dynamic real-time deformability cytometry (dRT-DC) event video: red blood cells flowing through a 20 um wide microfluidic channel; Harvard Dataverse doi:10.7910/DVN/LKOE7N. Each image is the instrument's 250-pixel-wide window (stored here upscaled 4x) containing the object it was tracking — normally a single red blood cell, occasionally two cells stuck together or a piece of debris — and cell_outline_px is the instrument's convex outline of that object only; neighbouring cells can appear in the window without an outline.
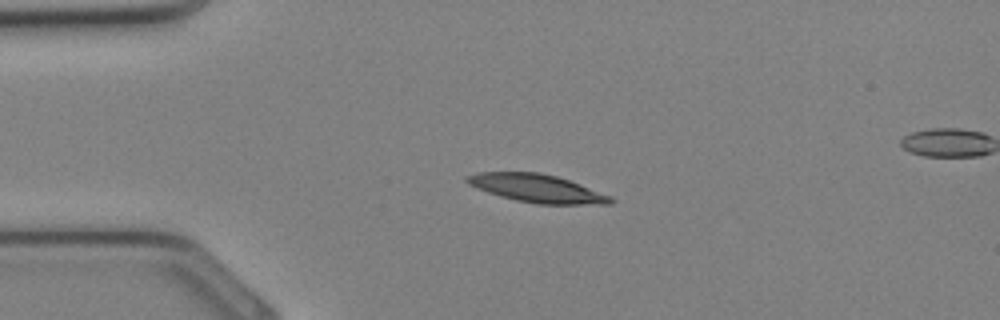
{"species": "Egyptian fruit bat (a non-hibernating species)", "species_latin": "Rousettus aegyptiacus", "temperature_condition": "cold", "stored_images_in_passage": 28, "segment_of_instrument_passage": [1, 2], "camera_frame_rate_fps": 3000, "um_per_image_px": 0.085, "animal": {"sex": "female"}, "frame": {"image": 1, "passage_image": 1, "time_ms": 0.0, "image_size_px": [1000, 320], "cell_outline_px": [[616, 200], [612, 204], [536, 204], [516, 200], [500, 196], [476, 188], [468, 184], [464, 180], [464, 176], [480, 172], [540, 172], [556, 176], [568, 180], [612, 196]], "centroid_in_image_um": [45.63, 16.01], "position_along_channel_um": 39.4, "area_um2": 23.52}}
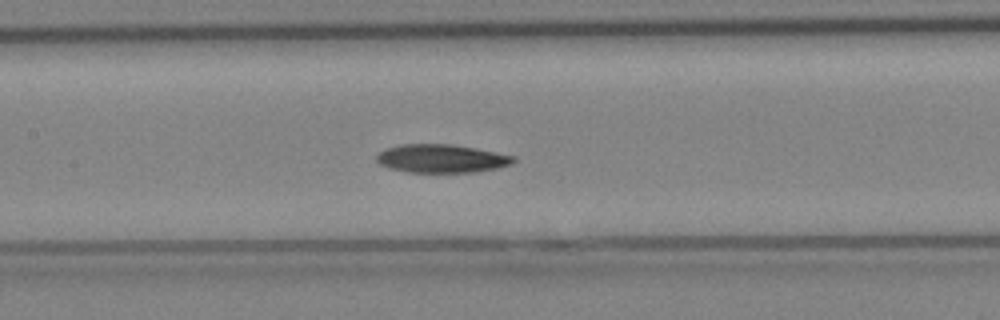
{"frame": {"image": 2, "passage_image": 9, "time_ms": 2.667, "image_size_px": [1000, 320], "cell_outline_px": [[516, 160], [512, 164], [496, 168], [472, 172], [408, 172], [388, 168], [380, 164], [376, 160], [376, 156], [384, 148], [400, 144], [452, 144], [496, 152], [516, 156]], "centroid_in_image_um": [37.51, 13.47], "position_along_channel_um": 169.9, "area_um2": 22.66}}
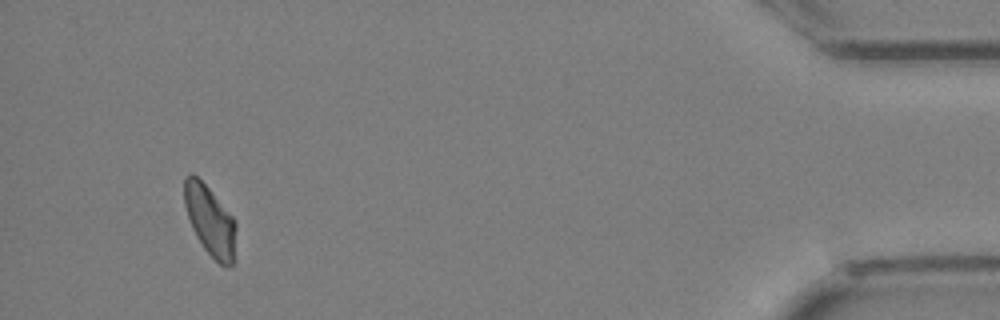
{"frame": {"image": 3, "passage_image": 25, "time_ms": 8.0, "image_size_px": [1000, 320], "cell_outline_px": [[236, 228], [232, 264], [224, 268], [204, 248], [196, 236], [192, 228], [184, 204], [184, 176], [192, 172], [208, 188], [236, 220]], "centroid_in_image_um": [17.84, 18.73], "position_along_channel_um": 417.4, "area_um2": 20.81}}